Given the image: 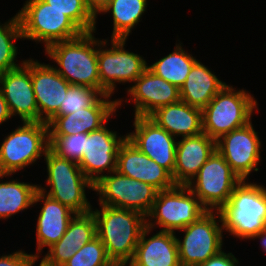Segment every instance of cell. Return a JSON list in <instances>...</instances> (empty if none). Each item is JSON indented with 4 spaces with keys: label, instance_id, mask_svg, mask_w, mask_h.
Segmentation results:
<instances>
[{
    "label": "cell",
    "instance_id": "cell-1",
    "mask_svg": "<svg viewBox=\"0 0 266 266\" xmlns=\"http://www.w3.org/2000/svg\"><path fill=\"white\" fill-rule=\"evenodd\" d=\"M91 210L96 219V234L114 264H128L135 254L146 217L133 210L100 205Z\"/></svg>",
    "mask_w": 266,
    "mask_h": 266
},
{
    "label": "cell",
    "instance_id": "cell-2",
    "mask_svg": "<svg viewBox=\"0 0 266 266\" xmlns=\"http://www.w3.org/2000/svg\"><path fill=\"white\" fill-rule=\"evenodd\" d=\"M218 212L223 230L251 239L266 228V188L242 180Z\"/></svg>",
    "mask_w": 266,
    "mask_h": 266
},
{
    "label": "cell",
    "instance_id": "cell-3",
    "mask_svg": "<svg viewBox=\"0 0 266 266\" xmlns=\"http://www.w3.org/2000/svg\"><path fill=\"white\" fill-rule=\"evenodd\" d=\"M96 46H99V40L93 32H87L71 40L55 42L45 51L60 66L55 67L56 71L70 85L100 90Z\"/></svg>",
    "mask_w": 266,
    "mask_h": 266
},
{
    "label": "cell",
    "instance_id": "cell-4",
    "mask_svg": "<svg viewBox=\"0 0 266 266\" xmlns=\"http://www.w3.org/2000/svg\"><path fill=\"white\" fill-rule=\"evenodd\" d=\"M245 90L225 85L202 109V130L215 141L251 122L257 101Z\"/></svg>",
    "mask_w": 266,
    "mask_h": 266
},
{
    "label": "cell",
    "instance_id": "cell-5",
    "mask_svg": "<svg viewBox=\"0 0 266 266\" xmlns=\"http://www.w3.org/2000/svg\"><path fill=\"white\" fill-rule=\"evenodd\" d=\"M17 16L23 39L42 41L45 49L55 42L71 40L84 33L63 12L43 0H27Z\"/></svg>",
    "mask_w": 266,
    "mask_h": 266
},
{
    "label": "cell",
    "instance_id": "cell-6",
    "mask_svg": "<svg viewBox=\"0 0 266 266\" xmlns=\"http://www.w3.org/2000/svg\"><path fill=\"white\" fill-rule=\"evenodd\" d=\"M47 165L49 197L67 206L76 214L91 212L85 188L94 190V184L84 175L78 163L61 158L48 149L44 155Z\"/></svg>",
    "mask_w": 266,
    "mask_h": 266
},
{
    "label": "cell",
    "instance_id": "cell-7",
    "mask_svg": "<svg viewBox=\"0 0 266 266\" xmlns=\"http://www.w3.org/2000/svg\"><path fill=\"white\" fill-rule=\"evenodd\" d=\"M49 149L48 125L46 122H24L3 141L0 146V174L16 173Z\"/></svg>",
    "mask_w": 266,
    "mask_h": 266
},
{
    "label": "cell",
    "instance_id": "cell-8",
    "mask_svg": "<svg viewBox=\"0 0 266 266\" xmlns=\"http://www.w3.org/2000/svg\"><path fill=\"white\" fill-rule=\"evenodd\" d=\"M207 210L200 203L195 194L184 185L158 191L152 209L146 217L156 219L150 222L146 219V226L162 227L161 231L180 230L197 221Z\"/></svg>",
    "mask_w": 266,
    "mask_h": 266
},
{
    "label": "cell",
    "instance_id": "cell-9",
    "mask_svg": "<svg viewBox=\"0 0 266 266\" xmlns=\"http://www.w3.org/2000/svg\"><path fill=\"white\" fill-rule=\"evenodd\" d=\"M241 181L224 157L215 150L187 187L207 211H219Z\"/></svg>",
    "mask_w": 266,
    "mask_h": 266
},
{
    "label": "cell",
    "instance_id": "cell-10",
    "mask_svg": "<svg viewBox=\"0 0 266 266\" xmlns=\"http://www.w3.org/2000/svg\"><path fill=\"white\" fill-rule=\"evenodd\" d=\"M112 174H101L94 184L93 191L100 195L99 204L137 211L146 217L159 190L151 184L121 175L117 171Z\"/></svg>",
    "mask_w": 266,
    "mask_h": 266
},
{
    "label": "cell",
    "instance_id": "cell-11",
    "mask_svg": "<svg viewBox=\"0 0 266 266\" xmlns=\"http://www.w3.org/2000/svg\"><path fill=\"white\" fill-rule=\"evenodd\" d=\"M215 213L207 211L197 221L180 229L185 232L183 241L176 237L181 266H198L222 250L223 228L215 220L220 217L219 212Z\"/></svg>",
    "mask_w": 266,
    "mask_h": 266
},
{
    "label": "cell",
    "instance_id": "cell-12",
    "mask_svg": "<svg viewBox=\"0 0 266 266\" xmlns=\"http://www.w3.org/2000/svg\"><path fill=\"white\" fill-rule=\"evenodd\" d=\"M126 39H111L110 49L100 47L107 41L99 40L97 49L100 91L104 95L114 93L116 82H134L146 69L147 62L140 55L124 49Z\"/></svg>",
    "mask_w": 266,
    "mask_h": 266
},
{
    "label": "cell",
    "instance_id": "cell-13",
    "mask_svg": "<svg viewBox=\"0 0 266 266\" xmlns=\"http://www.w3.org/2000/svg\"><path fill=\"white\" fill-rule=\"evenodd\" d=\"M257 133L249 122L216 140V150L241 180H246L252 170H259L261 142Z\"/></svg>",
    "mask_w": 266,
    "mask_h": 266
},
{
    "label": "cell",
    "instance_id": "cell-14",
    "mask_svg": "<svg viewBox=\"0 0 266 266\" xmlns=\"http://www.w3.org/2000/svg\"><path fill=\"white\" fill-rule=\"evenodd\" d=\"M126 138L125 135L118 137L116 131H110L105 125L88 133L83 156L78 165L93 184L105 170L109 173L116 171L118 151Z\"/></svg>",
    "mask_w": 266,
    "mask_h": 266
},
{
    "label": "cell",
    "instance_id": "cell-15",
    "mask_svg": "<svg viewBox=\"0 0 266 266\" xmlns=\"http://www.w3.org/2000/svg\"><path fill=\"white\" fill-rule=\"evenodd\" d=\"M135 132L127 139L142 153L166 169L171 175L175 168L176 137L158 126L148 116H134Z\"/></svg>",
    "mask_w": 266,
    "mask_h": 266
},
{
    "label": "cell",
    "instance_id": "cell-16",
    "mask_svg": "<svg viewBox=\"0 0 266 266\" xmlns=\"http://www.w3.org/2000/svg\"><path fill=\"white\" fill-rule=\"evenodd\" d=\"M0 74V91L12 116L19 115L24 122H39L38 105L31 80V59Z\"/></svg>",
    "mask_w": 266,
    "mask_h": 266
},
{
    "label": "cell",
    "instance_id": "cell-17",
    "mask_svg": "<svg viewBox=\"0 0 266 266\" xmlns=\"http://www.w3.org/2000/svg\"><path fill=\"white\" fill-rule=\"evenodd\" d=\"M110 95H103L94 105L75 111L65 116H52L46 123L49 136H69L90 133L106 125L110 116L116 112L122 100H109ZM108 98V99H107ZM105 99V100H104Z\"/></svg>",
    "mask_w": 266,
    "mask_h": 266
},
{
    "label": "cell",
    "instance_id": "cell-18",
    "mask_svg": "<svg viewBox=\"0 0 266 266\" xmlns=\"http://www.w3.org/2000/svg\"><path fill=\"white\" fill-rule=\"evenodd\" d=\"M116 171L121 175L151 184L159 191L175 186L172 175L142 153L127 138L119 148Z\"/></svg>",
    "mask_w": 266,
    "mask_h": 266
},
{
    "label": "cell",
    "instance_id": "cell-19",
    "mask_svg": "<svg viewBox=\"0 0 266 266\" xmlns=\"http://www.w3.org/2000/svg\"><path fill=\"white\" fill-rule=\"evenodd\" d=\"M31 80L38 105L39 122H47L59 110L71 85L53 66L32 59Z\"/></svg>",
    "mask_w": 266,
    "mask_h": 266
},
{
    "label": "cell",
    "instance_id": "cell-20",
    "mask_svg": "<svg viewBox=\"0 0 266 266\" xmlns=\"http://www.w3.org/2000/svg\"><path fill=\"white\" fill-rule=\"evenodd\" d=\"M128 89L135 105V116H149L157 108L179 102L180 89L146 69Z\"/></svg>",
    "mask_w": 266,
    "mask_h": 266
},
{
    "label": "cell",
    "instance_id": "cell-21",
    "mask_svg": "<svg viewBox=\"0 0 266 266\" xmlns=\"http://www.w3.org/2000/svg\"><path fill=\"white\" fill-rule=\"evenodd\" d=\"M46 192L45 188L38 185V190L35 193L33 202V204H37L39 201H44L36 227L38 245V253L34 254L36 259H39L38 254L42 251L43 247H51L60 240L65 234L70 221L76 215V213L67 206L46 195Z\"/></svg>",
    "mask_w": 266,
    "mask_h": 266
},
{
    "label": "cell",
    "instance_id": "cell-22",
    "mask_svg": "<svg viewBox=\"0 0 266 266\" xmlns=\"http://www.w3.org/2000/svg\"><path fill=\"white\" fill-rule=\"evenodd\" d=\"M215 150L216 141L203 132L177 141L172 175L175 185L187 186Z\"/></svg>",
    "mask_w": 266,
    "mask_h": 266
},
{
    "label": "cell",
    "instance_id": "cell-23",
    "mask_svg": "<svg viewBox=\"0 0 266 266\" xmlns=\"http://www.w3.org/2000/svg\"><path fill=\"white\" fill-rule=\"evenodd\" d=\"M96 236V219L93 213L76 214L65 234L49 247L41 263L44 266H63L83 245Z\"/></svg>",
    "mask_w": 266,
    "mask_h": 266
},
{
    "label": "cell",
    "instance_id": "cell-24",
    "mask_svg": "<svg viewBox=\"0 0 266 266\" xmlns=\"http://www.w3.org/2000/svg\"><path fill=\"white\" fill-rule=\"evenodd\" d=\"M151 230L143 229L129 266H181L175 232L160 230L147 239Z\"/></svg>",
    "mask_w": 266,
    "mask_h": 266
},
{
    "label": "cell",
    "instance_id": "cell-25",
    "mask_svg": "<svg viewBox=\"0 0 266 266\" xmlns=\"http://www.w3.org/2000/svg\"><path fill=\"white\" fill-rule=\"evenodd\" d=\"M172 136H196L202 130V109L179 101L157 108L148 116Z\"/></svg>",
    "mask_w": 266,
    "mask_h": 266
},
{
    "label": "cell",
    "instance_id": "cell-26",
    "mask_svg": "<svg viewBox=\"0 0 266 266\" xmlns=\"http://www.w3.org/2000/svg\"><path fill=\"white\" fill-rule=\"evenodd\" d=\"M225 85L198 60L180 88V98L190 106L203 109Z\"/></svg>",
    "mask_w": 266,
    "mask_h": 266
},
{
    "label": "cell",
    "instance_id": "cell-27",
    "mask_svg": "<svg viewBox=\"0 0 266 266\" xmlns=\"http://www.w3.org/2000/svg\"><path fill=\"white\" fill-rule=\"evenodd\" d=\"M147 0H111L102 11L113 17L112 39H126L146 11Z\"/></svg>",
    "mask_w": 266,
    "mask_h": 266
},
{
    "label": "cell",
    "instance_id": "cell-28",
    "mask_svg": "<svg viewBox=\"0 0 266 266\" xmlns=\"http://www.w3.org/2000/svg\"><path fill=\"white\" fill-rule=\"evenodd\" d=\"M196 61L195 57L182 49L181 44H176L172 53L147 66V68L180 89Z\"/></svg>",
    "mask_w": 266,
    "mask_h": 266
},
{
    "label": "cell",
    "instance_id": "cell-29",
    "mask_svg": "<svg viewBox=\"0 0 266 266\" xmlns=\"http://www.w3.org/2000/svg\"><path fill=\"white\" fill-rule=\"evenodd\" d=\"M38 186L15 180L0 183V219L28 209L33 205Z\"/></svg>",
    "mask_w": 266,
    "mask_h": 266
},
{
    "label": "cell",
    "instance_id": "cell-30",
    "mask_svg": "<svg viewBox=\"0 0 266 266\" xmlns=\"http://www.w3.org/2000/svg\"><path fill=\"white\" fill-rule=\"evenodd\" d=\"M22 39L21 25L17 14L0 25V74L15 69L20 65L15 63L17 47L14 41Z\"/></svg>",
    "mask_w": 266,
    "mask_h": 266
},
{
    "label": "cell",
    "instance_id": "cell-31",
    "mask_svg": "<svg viewBox=\"0 0 266 266\" xmlns=\"http://www.w3.org/2000/svg\"><path fill=\"white\" fill-rule=\"evenodd\" d=\"M104 94L99 89L88 86L71 85L59 110L53 116H65L82 108L91 107Z\"/></svg>",
    "mask_w": 266,
    "mask_h": 266
},
{
    "label": "cell",
    "instance_id": "cell-32",
    "mask_svg": "<svg viewBox=\"0 0 266 266\" xmlns=\"http://www.w3.org/2000/svg\"><path fill=\"white\" fill-rule=\"evenodd\" d=\"M52 8L63 12L84 33L94 32L96 18L91 14L85 4V0H43Z\"/></svg>",
    "mask_w": 266,
    "mask_h": 266
},
{
    "label": "cell",
    "instance_id": "cell-33",
    "mask_svg": "<svg viewBox=\"0 0 266 266\" xmlns=\"http://www.w3.org/2000/svg\"><path fill=\"white\" fill-rule=\"evenodd\" d=\"M105 246L96 236L83 245L63 266H112Z\"/></svg>",
    "mask_w": 266,
    "mask_h": 266
},
{
    "label": "cell",
    "instance_id": "cell-34",
    "mask_svg": "<svg viewBox=\"0 0 266 266\" xmlns=\"http://www.w3.org/2000/svg\"><path fill=\"white\" fill-rule=\"evenodd\" d=\"M87 137V133L69 136H49V149L61 158L79 163L83 156Z\"/></svg>",
    "mask_w": 266,
    "mask_h": 266
},
{
    "label": "cell",
    "instance_id": "cell-35",
    "mask_svg": "<svg viewBox=\"0 0 266 266\" xmlns=\"http://www.w3.org/2000/svg\"><path fill=\"white\" fill-rule=\"evenodd\" d=\"M37 259L33 254L24 251H16L9 255L0 257V266H31Z\"/></svg>",
    "mask_w": 266,
    "mask_h": 266
},
{
    "label": "cell",
    "instance_id": "cell-36",
    "mask_svg": "<svg viewBox=\"0 0 266 266\" xmlns=\"http://www.w3.org/2000/svg\"><path fill=\"white\" fill-rule=\"evenodd\" d=\"M238 263V260L232 253L227 254L221 250L216 255L209 258L206 262L198 266H237Z\"/></svg>",
    "mask_w": 266,
    "mask_h": 266
},
{
    "label": "cell",
    "instance_id": "cell-37",
    "mask_svg": "<svg viewBox=\"0 0 266 266\" xmlns=\"http://www.w3.org/2000/svg\"><path fill=\"white\" fill-rule=\"evenodd\" d=\"M111 0H85L86 7L91 14L97 18V14L101 13L110 3Z\"/></svg>",
    "mask_w": 266,
    "mask_h": 266
},
{
    "label": "cell",
    "instance_id": "cell-38",
    "mask_svg": "<svg viewBox=\"0 0 266 266\" xmlns=\"http://www.w3.org/2000/svg\"><path fill=\"white\" fill-rule=\"evenodd\" d=\"M12 117L8 104L0 91V125Z\"/></svg>",
    "mask_w": 266,
    "mask_h": 266
},
{
    "label": "cell",
    "instance_id": "cell-39",
    "mask_svg": "<svg viewBox=\"0 0 266 266\" xmlns=\"http://www.w3.org/2000/svg\"><path fill=\"white\" fill-rule=\"evenodd\" d=\"M254 238H260L261 247L263 248V251L266 252V228L255 235L252 239Z\"/></svg>",
    "mask_w": 266,
    "mask_h": 266
},
{
    "label": "cell",
    "instance_id": "cell-40",
    "mask_svg": "<svg viewBox=\"0 0 266 266\" xmlns=\"http://www.w3.org/2000/svg\"><path fill=\"white\" fill-rule=\"evenodd\" d=\"M6 176H9V174H0V178H4Z\"/></svg>",
    "mask_w": 266,
    "mask_h": 266
},
{
    "label": "cell",
    "instance_id": "cell-41",
    "mask_svg": "<svg viewBox=\"0 0 266 266\" xmlns=\"http://www.w3.org/2000/svg\"><path fill=\"white\" fill-rule=\"evenodd\" d=\"M127 264H113L112 266H126Z\"/></svg>",
    "mask_w": 266,
    "mask_h": 266
},
{
    "label": "cell",
    "instance_id": "cell-42",
    "mask_svg": "<svg viewBox=\"0 0 266 266\" xmlns=\"http://www.w3.org/2000/svg\"><path fill=\"white\" fill-rule=\"evenodd\" d=\"M34 264H35V262L31 266H33ZM39 266H44V265L40 262Z\"/></svg>",
    "mask_w": 266,
    "mask_h": 266
}]
</instances>
